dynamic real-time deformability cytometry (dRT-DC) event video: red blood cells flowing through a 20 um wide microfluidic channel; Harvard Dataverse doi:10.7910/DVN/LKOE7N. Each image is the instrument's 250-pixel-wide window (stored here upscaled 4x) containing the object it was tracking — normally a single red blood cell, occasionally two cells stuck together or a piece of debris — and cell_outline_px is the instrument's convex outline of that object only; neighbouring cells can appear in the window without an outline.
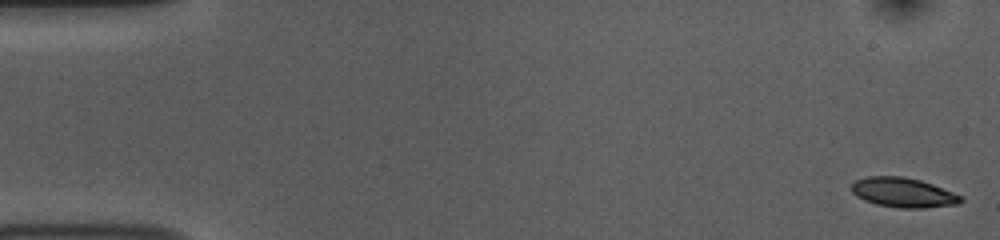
{"species": "common noctule bat (a hibernating species)", "species_latin": "Nyctalus noctula", "temperature_condition": "room temperature", "stored_images_in_passage": 53, "camera_frame_rate_fps": 3000, "um_per_image_px": 0.085, "animal": {"sex": "female", "body_mass_g": 10.0, "forearm_length_mm": 53.1}, "frame": {"image": 1, "passage_image": 1, "time_ms": 0.0, "image_size_px": [1000, 240], "cell_outline_px": [[964, 200], [960, 204], [924, 208], [900, 208], [876, 204], [864, 200], [856, 196], [848, 188], [856, 180], [868, 176], [904, 176], [920, 180], [932, 184], [964, 196]], "centroid_in_image_um": [76.78, 16.37], "position_along_channel_um": 8.2, "area_um2": 19.13}}
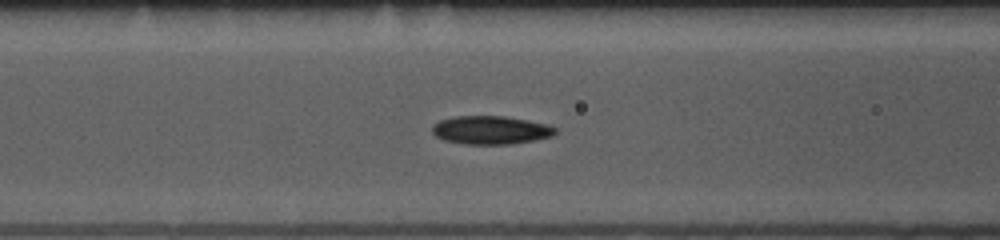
{"frame": {"image": 2, "passage_image": 21, "time_ms": 6.667, "image_size_px": [1000, 240], "cell_outline_px": [[556, 132], [552, 136], [512, 144], [464, 144], [444, 140], [436, 136], [432, 132], [432, 124], [440, 120], [456, 116], [504, 116], [528, 120], [548, 124], [556, 128]], "centroid_in_image_um": [41.7, 11.05], "position_along_channel_um": 124.9, "area_um2": 20.35}}
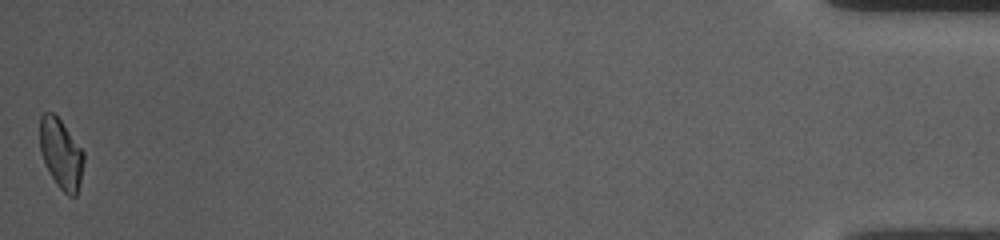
{"frame": {"image": 3, "passage_image": 53, "time_ms": 17.333, "image_size_px": [1000, 240], "cell_outline_px": [[84, 160], [80, 184], [76, 196], [68, 196], [56, 184], [44, 164], [40, 152], [40, 116], [44, 112], [52, 112], [60, 120], [84, 152]], "centroid_in_image_um": [5.18, 13.09], "position_along_channel_um": 430.0, "area_um2": 17.86}, "authors_computed_cell_mechanics": {"area_um2": 19.3052, "velocity_mm_per_s": 3.7484, "shape_relaxation_time_tau1_ms": 6.9478, "shape_relaxation_time_tau2_ms": 10.9483, "deformation_change_tau1": 0.1454, "deformation_change_tau2": 0.1616}}